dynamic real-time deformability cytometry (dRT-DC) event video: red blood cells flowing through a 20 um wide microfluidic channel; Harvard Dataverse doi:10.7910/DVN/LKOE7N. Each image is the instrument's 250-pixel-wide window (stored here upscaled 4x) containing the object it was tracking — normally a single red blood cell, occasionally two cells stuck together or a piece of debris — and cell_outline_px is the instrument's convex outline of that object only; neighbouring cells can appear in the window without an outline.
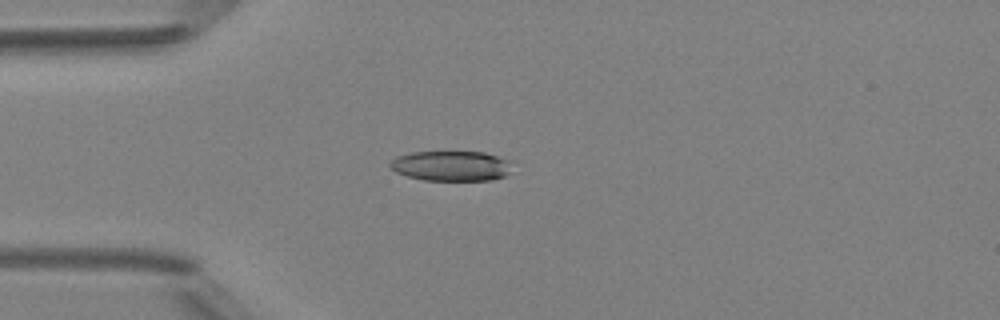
{"species": "Egyptian fruit bat (a non-hibernating species)", "species_latin": "Rousettus aegyptiacus", "temperature_condition": "room temperature", "stored_images_in_passage": 4, "camera_frame_rate_fps": 3000, "um_per_image_px": 0.085, "animal": {"sex": "female"}, "frame": {"image": 1, "passage_image": 4, "time_ms": 3.333, "image_size_px": [1000, 320], "cell_outline_px": [[512, 160], [508, 172], [504, 176], [492, 180], [424, 180], [408, 176], [396, 172], [388, 164], [396, 156], [412, 152], [484, 152]], "centroid_in_image_um": [38.36, 14.09], "position_along_channel_um": 46.6, "area_um2": 21.39}}